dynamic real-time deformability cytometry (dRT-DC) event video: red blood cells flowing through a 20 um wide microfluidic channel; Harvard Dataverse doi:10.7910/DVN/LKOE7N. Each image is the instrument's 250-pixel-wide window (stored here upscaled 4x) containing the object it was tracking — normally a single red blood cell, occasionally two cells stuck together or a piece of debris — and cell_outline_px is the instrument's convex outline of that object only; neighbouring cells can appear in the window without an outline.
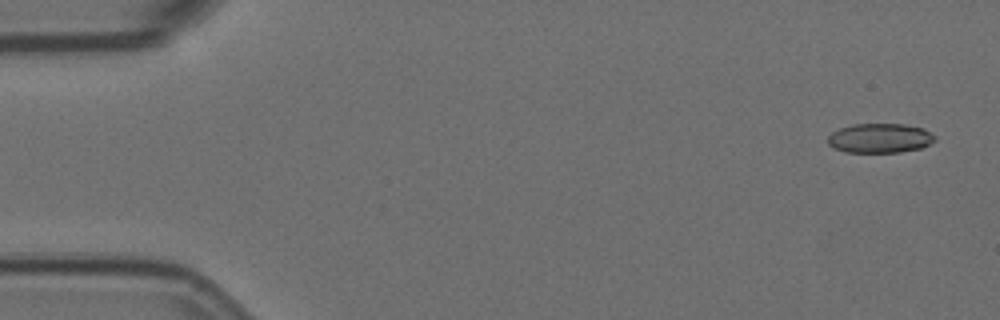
{"species": "Egyptian fruit bat (a non-hibernating species)", "species_latin": "Rousettus aegyptiacus", "temperature_condition": "room temperature", "stored_images_in_passage": 4, "camera_frame_rate_fps": 3000, "um_per_image_px": 0.085, "animal": {"sex": "female"}, "frame": {"image": 1, "passage_image": 1, "time_ms": 0.0, "image_size_px": [1000, 320], "cell_outline_px": [[936, 140], [920, 148], [900, 152], [844, 152], [832, 148], [828, 144], [828, 136], [832, 132], [840, 128], [852, 124], [904, 124], [924, 128], [936, 136]], "centroid_in_image_um": [74.78, 11.74], "position_along_channel_um": 10.2, "area_um2": 18.5}}
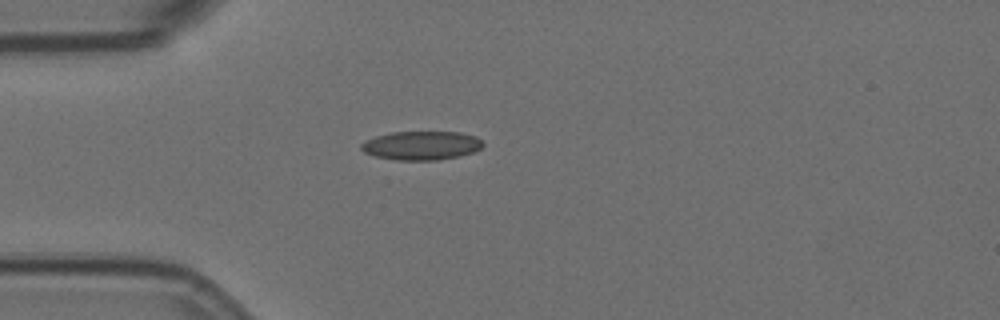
{"frame": {"image": 2, "passage_image": 4, "time_ms": 1.0, "image_size_px": [1000, 320], "cell_outline_px": [[484, 144], [480, 148], [472, 152], [460, 156], [436, 160], [396, 160], [376, 156], [364, 152], [360, 148], [360, 144], [376, 136], [392, 132], [460, 132], [476, 136]], "centroid_in_image_um": [35.82, 12.37], "position_along_channel_um": 49.2, "area_um2": 20.29}}